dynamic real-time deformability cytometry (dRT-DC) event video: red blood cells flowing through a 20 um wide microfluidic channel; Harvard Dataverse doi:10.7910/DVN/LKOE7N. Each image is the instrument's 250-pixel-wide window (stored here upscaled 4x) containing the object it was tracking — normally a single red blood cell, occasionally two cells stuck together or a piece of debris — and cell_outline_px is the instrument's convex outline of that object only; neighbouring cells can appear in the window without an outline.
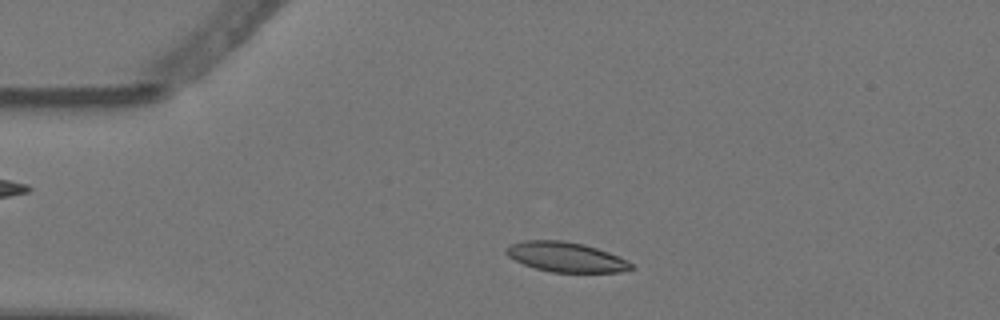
{"species": "Egyptian fruit bat (a non-hibernating species)", "species_latin": "Rousettus aegyptiacus", "temperature_condition": "warm", "stored_images_in_passage": 3, "camera_frame_rate_fps": 3000, "um_per_image_px": 0.085, "animal": {"sex": "female"}, "frame": {"image": 1, "passage_image": 2, "time_ms": 0.333, "image_size_px": [1000, 320], "cell_outline_px": [[632, 268], [620, 272], [552, 272], [536, 268], [524, 264], [508, 256], [504, 252], [504, 248], [508, 244], [524, 240], [560, 240], [584, 244], [608, 252], [628, 260], [632, 264]], "centroid_in_image_um": [48.06, 21.83], "position_along_channel_um": 36.9, "area_um2": 21.68}}